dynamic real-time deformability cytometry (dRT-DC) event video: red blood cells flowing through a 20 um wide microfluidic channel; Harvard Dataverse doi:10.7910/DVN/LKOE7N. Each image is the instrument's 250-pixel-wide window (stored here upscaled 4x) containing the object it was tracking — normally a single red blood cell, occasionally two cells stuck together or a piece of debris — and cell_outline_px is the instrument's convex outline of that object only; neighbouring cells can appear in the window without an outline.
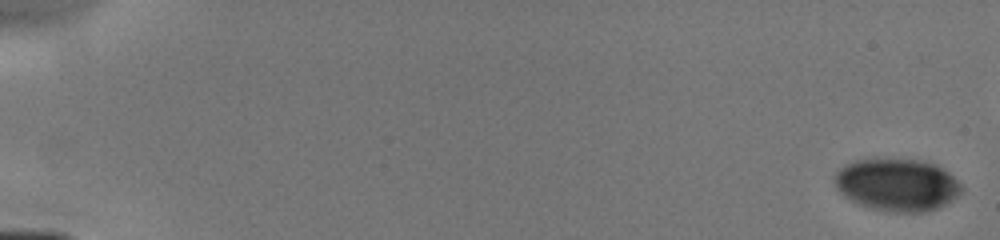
{"species": "human", "species_latin": "Homo sapiens", "temperature_condition": "cold", "stored_images_in_passage": 51, "camera_frame_rate_fps": 3000, "um_per_image_px": 0.085, "donor": {"sex": "male"}, "frame": {"image": 1, "passage_image": 1, "time_ms": 0.0, "image_size_px": [1000, 240], "cell_outline_px": [[964, 188], [956, 196], [944, 204], [936, 208], [924, 212], [888, 212], [872, 208], [860, 204], [844, 196], [836, 188], [836, 172], [844, 164], [856, 160], [920, 160], [936, 164], [948, 172]], "centroid_in_image_um": [76.25, 15.71], "position_along_channel_um": 8.8, "area_um2": 38.21}}
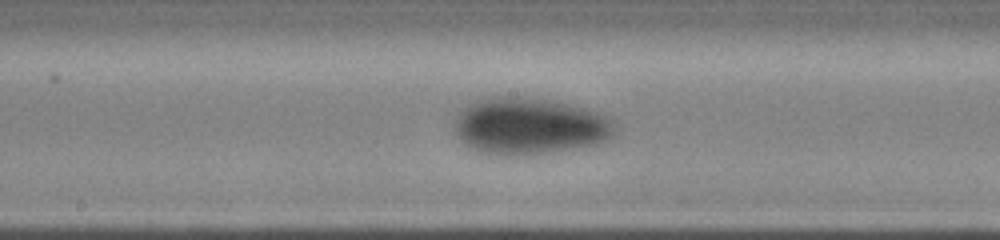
{"frame": {"image": 2, "passage_image": 32, "time_ms": 9.0, "image_size_px": [1000, 240], "cell_outline_px": [[616, 132], [612, 136], [596, 144], [548, 152], [508, 156], [484, 152], [468, 148], [456, 132], [456, 116], [464, 108], [480, 100], [492, 96], [516, 96], [564, 104], [584, 108], [608, 116], [612, 120]], "centroid_in_image_um": [45.0, 10.73], "position_along_channel_um": 203.2, "area_um2": 51.96}}
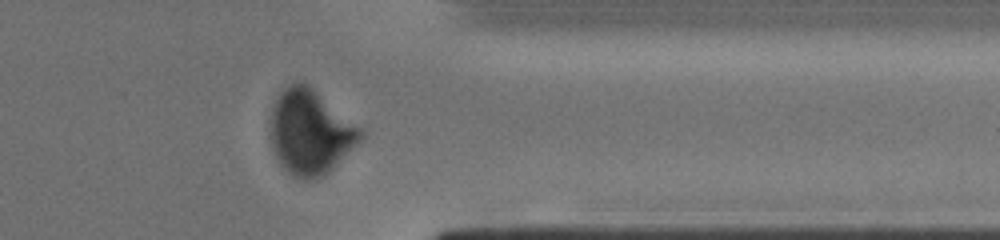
{"frame": {"image": 3, "passage_image": 46, "time_ms": 13.333, "image_size_px": [1000, 240], "cell_outline_px": [[364, 136], [328, 172], [320, 176], [308, 180], [304, 180], [292, 176], [280, 164], [276, 156], [268, 136], [272, 108], [280, 92], [288, 84], [300, 80], [308, 84], [360, 128], [364, 132]], "centroid_in_image_um": [26.31, 11.22], "position_along_channel_um": 385.1, "area_um2": 44.16}}